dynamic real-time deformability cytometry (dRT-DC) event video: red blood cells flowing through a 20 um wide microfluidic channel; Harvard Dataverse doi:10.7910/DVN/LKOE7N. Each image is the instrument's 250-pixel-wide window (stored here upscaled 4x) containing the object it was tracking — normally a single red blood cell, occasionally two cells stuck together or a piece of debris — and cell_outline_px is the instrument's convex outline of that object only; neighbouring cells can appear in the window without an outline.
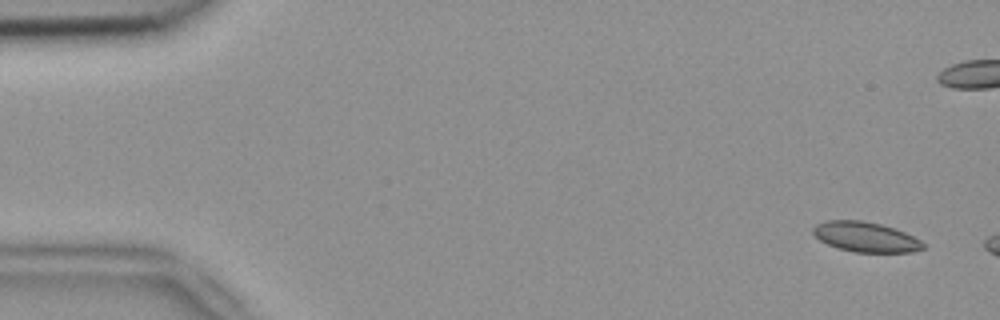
{"species": "common noctule bat (a hibernating species)", "species_latin": "Nyctalus noctula", "temperature_condition": "room temperature", "stored_images_in_passage": 7, "camera_frame_rate_fps": 3000, "um_per_image_px": 0.085, "animal": {"sex": "female", "body_mass_g": 18.4}, "frame": {"image": 1, "passage_image": 1, "time_ms": 0.0, "image_size_px": [1000, 320], "cell_outline_px": [[924, 248], [912, 252], [856, 252], [840, 248], [828, 244], [820, 240], [812, 232], [812, 228], [816, 224], [824, 220], [860, 220], [880, 224], [896, 228], [920, 240], [924, 244]], "centroid_in_image_um": [73.57, 20.13], "position_along_channel_um": 11.4, "area_um2": 19.13}}